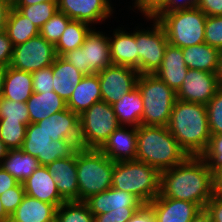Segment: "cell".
Here are the masks:
<instances>
[{
  "mask_svg": "<svg viewBox=\"0 0 222 222\" xmlns=\"http://www.w3.org/2000/svg\"><path fill=\"white\" fill-rule=\"evenodd\" d=\"M159 194L205 208L214 195L213 168L201 156H188L182 163L160 172Z\"/></svg>",
  "mask_w": 222,
  "mask_h": 222,
  "instance_id": "obj_1",
  "label": "cell"
},
{
  "mask_svg": "<svg viewBox=\"0 0 222 222\" xmlns=\"http://www.w3.org/2000/svg\"><path fill=\"white\" fill-rule=\"evenodd\" d=\"M167 128L188 156L207 150L211 133L206 105L176 99Z\"/></svg>",
  "mask_w": 222,
  "mask_h": 222,
  "instance_id": "obj_2",
  "label": "cell"
},
{
  "mask_svg": "<svg viewBox=\"0 0 222 222\" xmlns=\"http://www.w3.org/2000/svg\"><path fill=\"white\" fill-rule=\"evenodd\" d=\"M136 135V160L159 172L173 168L188 157L167 126L140 125L136 128Z\"/></svg>",
  "mask_w": 222,
  "mask_h": 222,
  "instance_id": "obj_3",
  "label": "cell"
},
{
  "mask_svg": "<svg viewBox=\"0 0 222 222\" xmlns=\"http://www.w3.org/2000/svg\"><path fill=\"white\" fill-rule=\"evenodd\" d=\"M79 201H86L112 187L114 162L100 149L79 148L76 152Z\"/></svg>",
  "mask_w": 222,
  "mask_h": 222,
  "instance_id": "obj_4",
  "label": "cell"
},
{
  "mask_svg": "<svg viewBox=\"0 0 222 222\" xmlns=\"http://www.w3.org/2000/svg\"><path fill=\"white\" fill-rule=\"evenodd\" d=\"M112 187L139 198L145 205L160 192V172L137 160L114 162Z\"/></svg>",
  "mask_w": 222,
  "mask_h": 222,
  "instance_id": "obj_5",
  "label": "cell"
},
{
  "mask_svg": "<svg viewBox=\"0 0 222 222\" xmlns=\"http://www.w3.org/2000/svg\"><path fill=\"white\" fill-rule=\"evenodd\" d=\"M136 86L144 103L141 125L167 126L176 93L155 74H139Z\"/></svg>",
  "mask_w": 222,
  "mask_h": 222,
  "instance_id": "obj_6",
  "label": "cell"
},
{
  "mask_svg": "<svg viewBox=\"0 0 222 222\" xmlns=\"http://www.w3.org/2000/svg\"><path fill=\"white\" fill-rule=\"evenodd\" d=\"M206 14L198 7L158 13L156 19L164 28L168 43L182 48L205 43Z\"/></svg>",
  "mask_w": 222,
  "mask_h": 222,
  "instance_id": "obj_7",
  "label": "cell"
},
{
  "mask_svg": "<svg viewBox=\"0 0 222 222\" xmlns=\"http://www.w3.org/2000/svg\"><path fill=\"white\" fill-rule=\"evenodd\" d=\"M119 126L111 104L94 103L79 115L80 148L99 149Z\"/></svg>",
  "mask_w": 222,
  "mask_h": 222,
  "instance_id": "obj_8",
  "label": "cell"
},
{
  "mask_svg": "<svg viewBox=\"0 0 222 222\" xmlns=\"http://www.w3.org/2000/svg\"><path fill=\"white\" fill-rule=\"evenodd\" d=\"M84 75L98 74L112 64L109 36L91 30L83 45L61 56Z\"/></svg>",
  "mask_w": 222,
  "mask_h": 222,
  "instance_id": "obj_9",
  "label": "cell"
},
{
  "mask_svg": "<svg viewBox=\"0 0 222 222\" xmlns=\"http://www.w3.org/2000/svg\"><path fill=\"white\" fill-rule=\"evenodd\" d=\"M80 147L71 140L53 141L37 123H30L21 150L36 157L40 166H47L55 160L73 156Z\"/></svg>",
  "mask_w": 222,
  "mask_h": 222,
  "instance_id": "obj_10",
  "label": "cell"
},
{
  "mask_svg": "<svg viewBox=\"0 0 222 222\" xmlns=\"http://www.w3.org/2000/svg\"><path fill=\"white\" fill-rule=\"evenodd\" d=\"M152 28L135 29L137 45V71L139 74H155L161 67L168 39L162 25L154 18ZM151 29V30H150Z\"/></svg>",
  "mask_w": 222,
  "mask_h": 222,
  "instance_id": "obj_11",
  "label": "cell"
},
{
  "mask_svg": "<svg viewBox=\"0 0 222 222\" xmlns=\"http://www.w3.org/2000/svg\"><path fill=\"white\" fill-rule=\"evenodd\" d=\"M56 57L55 45L46 41L39 34L25 43L14 46L9 66L32 73L51 66Z\"/></svg>",
  "mask_w": 222,
  "mask_h": 222,
  "instance_id": "obj_12",
  "label": "cell"
},
{
  "mask_svg": "<svg viewBox=\"0 0 222 222\" xmlns=\"http://www.w3.org/2000/svg\"><path fill=\"white\" fill-rule=\"evenodd\" d=\"M138 76V71L128 66H107L98 73L102 101L114 104L136 87Z\"/></svg>",
  "mask_w": 222,
  "mask_h": 222,
  "instance_id": "obj_13",
  "label": "cell"
},
{
  "mask_svg": "<svg viewBox=\"0 0 222 222\" xmlns=\"http://www.w3.org/2000/svg\"><path fill=\"white\" fill-rule=\"evenodd\" d=\"M220 87L216 73L188 69L176 97L181 101L206 105Z\"/></svg>",
  "mask_w": 222,
  "mask_h": 222,
  "instance_id": "obj_14",
  "label": "cell"
},
{
  "mask_svg": "<svg viewBox=\"0 0 222 222\" xmlns=\"http://www.w3.org/2000/svg\"><path fill=\"white\" fill-rule=\"evenodd\" d=\"M111 0H58V11L70 19L85 22L91 26L105 21L113 14Z\"/></svg>",
  "mask_w": 222,
  "mask_h": 222,
  "instance_id": "obj_15",
  "label": "cell"
},
{
  "mask_svg": "<svg viewBox=\"0 0 222 222\" xmlns=\"http://www.w3.org/2000/svg\"><path fill=\"white\" fill-rule=\"evenodd\" d=\"M85 202L94 216L111 210L113 212H136L145 205L133 194L113 187L92 195Z\"/></svg>",
  "mask_w": 222,
  "mask_h": 222,
  "instance_id": "obj_16",
  "label": "cell"
},
{
  "mask_svg": "<svg viewBox=\"0 0 222 222\" xmlns=\"http://www.w3.org/2000/svg\"><path fill=\"white\" fill-rule=\"evenodd\" d=\"M148 206L156 222H191L201 207L190 201L162 197L160 194Z\"/></svg>",
  "mask_w": 222,
  "mask_h": 222,
  "instance_id": "obj_17",
  "label": "cell"
},
{
  "mask_svg": "<svg viewBox=\"0 0 222 222\" xmlns=\"http://www.w3.org/2000/svg\"><path fill=\"white\" fill-rule=\"evenodd\" d=\"M56 182L57 190L65 201H79L76 153L46 166Z\"/></svg>",
  "mask_w": 222,
  "mask_h": 222,
  "instance_id": "obj_18",
  "label": "cell"
},
{
  "mask_svg": "<svg viewBox=\"0 0 222 222\" xmlns=\"http://www.w3.org/2000/svg\"><path fill=\"white\" fill-rule=\"evenodd\" d=\"M119 126L99 148L113 162L136 160V127Z\"/></svg>",
  "mask_w": 222,
  "mask_h": 222,
  "instance_id": "obj_19",
  "label": "cell"
},
{
  "mask_svg": "<svg viewBox=\"0 0 222 222\" xmlns=\"http://www.w3.org/2000/svg\"><path fill=\"white\" fill-rule=\"evenodd\" d=\"M53 141L68 139L80 147L79 115L70 109L60 112L37 122Z\"/></svg>",
  "mask_w": 222,
  "mask_h": 222,
  "instance_id": "obj_20",
  "label": "cell"
},
{
  "mask_svg": "<svg viewBox=\"0 0 222 222\" xmlns=\"http://www.w3.org/2000/svg\"><path fill=\"white\" fill-rule=\"evenodd\" d=\"M26 195L42 202L53 204L56 208L65 200L60 196L56 182L46 166H39L30 177L23 182Z\"/></svg>",
  "mask_w": 222,
  "mask_h": 222,
  "instance_id": "obj_21",
  "label": "cell"
},
{
  "mask_svg": "<svg viewBox=\"0 0 222 222\" xmlns=\"http://www.w3.org/2000/svg\"><path fill=\"white\" fill-rule=\"evenodd\" d=\"M187 72L188 67L185 64L182 49L168 43L161 67L155 75L176 93L185 80Z\"/></svg>",
  "mask_w": 222,
  "mask_h": 222,
  "instance_id": "obj_22",
  "label": "cell"
},
{
  "mask_svg": "<svg viewBox=\"0 0 222 222\" xmlns=\"http://www.w3.org/2000/svg\"><path fill=\"white\" fill-rule=\"evenodd\" d=\"M119 28H116L113 31L114 33H112V37H109L112 64L128 66L137 70L135 30L133 33H128L124 30V27Z\"/></svg>",
  "mask_w": 222,
  "mask_h": 222,
  "instance_id": "obj_23",
  "label": "cell"
},
{
  "mask_svg": "<svg viewBox=\"0 0 222 222\" xmlns=\"http://www.w3.org/2000/svg\"><path fill=\"white\" fill-rule=\"evenodd\" d=\"M51 66L54 92L67 103L85 75L61 56H57Z\"/></svg>",
  "mask_w": 222,
  "mask_h": 222,
  "instance_id": "obj_24",
  "label": "cell"
},
{
  "mask_svg": "<svg viewBox=\"0 0 222 222\" xmlns=\"http://www.w3.org/2000/svg\"><path fill=\"white\" fill-rule=\"evenodd\" d=\"M56 207L25 195L9 222H56Z\"/></svg>",
  "mask_w": 222,
  "mask_h": 222,
  "instance_id": "obj_25",
  "label": "cell"
},
{
  "mask_svg": "<svg viewBox=\"0 0 222 222\" xmlns=\"http://www.w3.org/2000/svg\"><path fill=\"white\" fill-rule=\"evenodd\" d=\"M102 101L98 74L85 75L67 102V108L80 115L94 103Z\"/></svg>",
  "mask_w": 222,
  "mask_h": 222,
  "instance_id": "obj_26",
  "label": "cell"
},
{
  "mask_svg": "<svg viewBox=\"0 0 222 222\" xmlns=\"http://www.w3.org/2000/svg\"><path fill=\"white\" fill-rule=\"evenodd\" d=\"M112 106L120 126L137 128L141 125L144 103L137 86L129 93L124 94Z\"/></svg>",
  "mask_w": 222,
  "mask_h": 222,
  "instance_id": "obj_27",
  "label": "cell"
},
{
  "mask_svg": "<svg viewBox=\"0 0 222 222\" xmlns=\"http://www.w3.org/2000/svg\"><path fill=\"white\" fill-rule=\"evenodd\" d=\"M32 73L6 67L3 98L15 102H27L33 94Z\"/></svg>",
  "mask_w": 222,
  "mask_h": 222,
  "instance_id": "obj_28",
  "label": "cell"
},
{
  "mask_svg": "<svg viewBox=\"0 0 222 222\" xmlns=\"http://www.w3.org/2000/svg\"><path fill=\"white\" fill-rule=\"evenodd\" d=\"M30 123H37L54 113L67 109V103L54 91L36 93L26 102Z\"/></svg>",
  "mask_w": 222,
  "mask_h": 222,
  "instance_id": "obj_29",
  "label": "cell"
},
{
  "mask_svg": "<svg viewBox=\"0 0 222 222\" xmlns=\"http://www.w3.org/2000/svg\"><path fill=\"white\" fill-rule=\"evenodd\" d=\"M183 57L188 69L216 73L220 50L207 43L182 48Z\"/></svg>",
  "mask_w": 222,
  "mask_h": 222,
  "instance_id": "obj_30",
  "label": "cell"
},
{
  "mask_svg": "<svg viewBox=\"0 0 222 222\" xmlns=\"http://www.w3.org/2000/svg\"><path fill=\"white\" fill-rule=\"evenodd\" d=\"M0 166L19 183H23L40 166L36 157L21 149H10Z\"/></svg>",
  "mask_w": 222,
  "mask_h": 222,
  "instance_id": "obj_31",
  "label": "cell"
},
{
  "mask_svg": "<svg viewBox=\"0 0 222 222\" xmlns=\"http://www.w3.org/2000/svg\"><path fill=\"white\" fill-rule=\"evenodd\" d=\"M5 31L13 46L39 35V28L14 6L10 10Z\"/></svg>",
  "mask_w": 222,
  "mask_h": 222,
  "instance_id": "obj_32",
  "label": "cell"
},
{
  "mask_svg": "<svg viewBox=\"0 0 222 222\" xmlns=\"http://www.w3.org/2000/svg\"><path fill=\"white\" fill-rule=\"evenodd\" d=\"M92 29V26L85 22L72 20L55 44L57 56H62L64 53L82 46Z\"/></svg>",
  "mask_w": 222,
  "mask_h": 222,
  "instance_id": "obj_33",
  "label": "cell"
},
{
  "mask_svg": "<svg viewBox=\"0 0 222 222\" xmlns=\"http://www.w3.org/2000/svg\"><path fill=\"white\" fill-rule=\"evenodd\" d=\"M56 222H94V215L84 201H65L56 209Z\"/></svg>",
  "mask_w": 222,
  "mask_h": 222,
  "instance_id": "obj_34",
  "label": "cell"
},
{
  "mask_svg": "<svg viewBox=\"0 0 222 222\" xmlns=\"http://www.w3.org/2000/svg\"><path fill=\"white\" fill-rule=\"evenodd\" d=\"M27 125L20 121L0 120V139L10 149H21Z\"/></svg>",
  "mask_w": 222,
  "mask_h": 222,
  "instance_id": "obj_35",
  "label": "cell"
},
{
  "mask_svg": "<svg viewBox=\"0 0 222 222\" xmlns=\"http://www.w3.org/2000/svg\"><path fill=\"white\" fill-rule=\"evenodd\" d=\"M57 2H41L29 6L14 7L40 29L58 10Z\"/></svg>",
  "mask_w": 222,
  "mask_h": 222,
  "instance_id": "obj_36",
  "label": "cell"
},
{
  "mask_svg": "<svg viewBox=\"0 0 222 222\" xmlns=\"http://www.w3.org/2000/svg\"><path fill=\"white\" fill-rule=\"evenodd\" d=\"M72 21L66 14L56 11L54 15L39 29V34L48 42L56 44L67 25Z\"/></svg>",
  "mask_w": 222,
  "mask_h": 222,
  "instance_id": "obj_37",
  "label": "cell"
},
{
  "mask_svg": "<svg viewBox=\"0 0 222 222\" xmlns=\"http://www.w3.org/2000/svg\"><path fill=\"white\" fill-rule=\"evenodd\" d=\"M26 102H15L6 98L0 99V120L20 121L27 126L30 124Z\"/></svg>",
  "mask_w": 222,
  "mask_h": 222,
  "instance_id": "obj_38",
  "label": "cell"
},
{
  "mask_svg": "<svg viewBox=\"0 0 222 222\" xmlns=\"http://www.w3.org/2000/svg\"><path fill=\"white\" fill-rule=\"evenodd\" d=\"M211 135L222 134V86L206 104Z\"/></svg>",
  "mask_w": 222,
  "mask_h": 222,
  "instance_id": "obj_39",
  "label": "cell"
},
{
  "mask_svg": "<svg viewBox=\"0 0 222 222\" xmlns=\"http://www.w3.org/2000/svg\"><path fill=\"white\" fill-rule=\"evenodd\" d=\"M205 43L222 50V16H207L205 23Z\"/></svg>",
  "mask_w": 222,
  "mask_h": 222,
  "instance_id": "obj_40",
  "label": "cell"
},
{
  "mask_svg": "<svg viewBox=\"0 0 222 222\" xmlns=\"http://www.w3.org/2000/svg\"><path fill=\"white\" fill-rule=\"evenodd\" d=\"M26 193L24 190L23 183H18L11 189H8L4 193L0 194L1 203L5 211L11 215L22 202Z\"/></svg>",
  "mask_w": 222,
  "mask_h": 222,
  "instance_id": "obj_41",
  "label": "cell"
},
{
  "mask_svg": "<svg viewBox=\"0 0 222 222\" xmlns=\"http://www.w3.org/2000/svg\"><path fill=\"white\" fill-rule=\"evenodd\" d=\"M33 92L44 93L52 92L53 89V73L52 66L42 68L32 72Z\"/></svg>",
  "mask_w": 222,
  "mask_h": 222,
  "instance_id": "obj_42",
  "label": "cell"
},
{
  "mask_svg": "<svg viewBox=\"0 0 222 222\" xmlns=\"http://www.w3.org/2000/svg\"><path fill=\"white\" fill-rule=\"evenodd\" d=\"M201 157L211 168L222 162V134L211 135L208 148Z\"/></svg>",
  "mask_w": 222,
  "mask_h": 222,
  "instance_id": "obj_43",
  "label": "cell"
},
{
  "mask_svg": "<svg viewBox=\"0 0 222 222\" xmlns=\"http://www.w3.org/2000/svg\"><path fill=\"white\" fill-rule=\"evenodd\" d=\"M134 8L138 9L143 17L154 18L166 5L169 0H134Z\"/></svg>",
  "mask_w": 222,
  "mask_h": 222,
  "instance_id": "obj_44",
  "label": "cell"
},
{
  "mask_svg": "<svg viewBox=\"0 0 222 222\" xmlns=\"http://www.w3.org/2000/svg\"><path fill=\"white\" fill-rule=\"evenodd\" d=\"M14 46L4 30L0 32V66L8 67L11 63Z\"/></svg>",
  "mask_w": 222,
  "mask_h": 222,
  "instance_id": "obj_45",
  "label": "cell"
},
{
  "mask_svg": "<svg viewBox=\"0 0 222 222\" xmlns=\"http://www.w3.org/2000/svg\"><path fill=\"white\" fill-rule=\"evenodd\" d=\"M135 212H113V210L95 215L94 222H128Z\"/></svg>",
  "mask_w": 222,
  "mask_h": 222,
  "instance_id": "obj_46",
  "label": "cell"
},
{
  "mask_svg": "<svg viewBox=\"0 0 222 222\" xmlns=\"http://www.w3.org/2000/svg\"><path fill=\"white\" fill-rule=\"evenodd\" d=\"M199 0H169L159 13H172L175 11L196 8Z\"/></svg>",
  "mask_w": 222,
  "mask_h": 222,
  "instance_id": "obj_47",
  "label": "cell"
},
{
  "mask_svg": "<svg viewBox=\"0 0 222 222\" xmlns=\"http://www.w3.org/2000/svg\"><path fill=\"white\" fill-rule=\"evenodd\" d=\"M207 211L210 213L213 222H222V195L216 194L206 204Z\"/></svg>",
  "mask_w": 222,
  "mask_h": 222,
  "instance_id": "obj_48",
  "label": "cell"
},
{
  "mask_svg": "<svg viewBox=\"0 0 222 222\" xmlns=\"http://www.w3.org/2000/svg\"><path fill=\"white\" fill-rule=\"evenodd\" d=\"M197 7L206 16H222V0H199Z\"/></svg>",
  "mask_w": 222,
  "mask_h": 222,
  "instance_id": "obj_49",
  "label": "cell"
},
{
  "mask_svg": "<svg viewBox=\"0 0 222 222\" xmlns=\"http://www.w3.org/2000/svg\"><path fill=\"white\" fill-rule=\"evenodd\" d=\"M128 222H156L155 215L148 205H144Z\"/></svg>",
  "mask_w": 222,
  "mask_h": 222,
  "instance_id": "obj_50",
  "label": "cell"
},
{
  "mask_svg": "<svg viewBox=\"0 0 222 222\" xmlns=\"http://www.w3.org/2000/svg\"><path fill=\"white\" fill-rule=\"evenodd\" d=\"M18 183L19 182L9 172L0 166V194L13 188Z\"/></svg>",
  "mask_w": 222,
  "mask_h": 222,
  "instance_id": "obj_51",
  "label": "cell"
},
{
  "mask_svg": "<svg viewBox=\"0 0 222 222\" xmlns=\"http://www.w3.org/2000/svg\"><path fill=\"white\" fill-rule=\"evenodd\" d=\"M13 4L7 0H0V32L6 28L8 16Z\"/></svg>",
  "mask_w": 222,
  "mask_h": 222,
  "instance_id": "obj_52",
  "label": "cell"
},
{
  "mask_svg": "<svg viewBox=\"0 0 222 222\" xmlns=\"http://www.w3.org/2000/svg\"><path fill=\"white\" fill-rule=\"evenodd\" d=\"M214 193L222 195V162L213 168Z\"/></svg>",
  "mask_w": 222,
  "mask_h": 222,
  "instance_id": "obj_53",
  "label": "cell"
},
{
  "mask_svg": "<svg viewBox=\"0 0 222 222\" xmlns=\"http://www.w3.org/2000/svg\"><path fill=\"white\" fill-rule=\"evenodd\" d=\"M191 222H213L210 213L206 208H201L198 213L192 218Z\"/></svg>",
  "mask_w": 222,
  "mask_h": 222,
  "instance_id": "obj_54",
  "label": "cell"
},
{
  "mask_svg": "<svg viewBox=\"0 0 222 222\" xmlns=\"http://www.w3.org/2000/svg\"><path fill=\"white\" fill-rule=\"evenodd\" d=\"M51 1H58V0H17L13 6H29L41 2H51Z\"/></svg>",
  "mask_w": 222,
  "mask_h": 222,
  "instance_id": "obj_55",
  "label": "cell"
},
{
  "mask_svg": "<svg viewBox=\"0 0 222 222\" xmlns=\"http://www.w3.org/2000/svg\"><path fill=\"white\" fill-rule=\"evenodd\" d=\"M216 76L218 78L219 85L222 86V50H220L218 68L216 72Z\"/></svg>",
  "mask_w": 222,
  "mask_h": 222,
  "instance_id": "obj_56",
  "label": "cell"
},
{
  "mask_svg": "<svg viewBox=\"0 0 222 222\" xmlns=\"http://www.w3.org/2000/svg\"><path fill=\"white\" fill-rule=\"evenodd\" d=\"M6 74V67L0 66V99L3 98L4 78Z\"/></svg>",
  "mask_w": 222,
  "mask_h": 222,
  "instance_id": "obj_57",
  "label": "cell"
},
{
  "mask_svg": "<svg viewBox=\"0 0 222 222\" xmlns=\"http://www.w3.org/2000/svg\"><path fill=\"white\" fill-rule=\"evenodd\" d=\"M10 220V215L5 211L1 200H0V221L1 222H9Z\"/></svg>",
  "mask_w": 222,
  "mask_h": 222,
  "instance_id": "obj_58",
  "label": "cell"
},
{
  "mask_svg": "<svg viewBox=\"0 0 222 222\" xmlns=\"http://www.w3.org/2000/svg\"><path fill=\"white\" fill-rule=\"evenodd\" d=\"M8 150L9 149L5 146L3 141L0 139V163L6 157Z\"/></svg>",
  "mask_w": 222,
  "mask_h": 222,
  "instance_id": "obj_59",
  "label": "cell"
},
{
  "mask_svg": "<svg viewBox=\"0 0 222 222\" xmlns=\"http://www.w3.org/2000/svg\"><path fill=\"white\" fill-rule=\"evenodd\" d=\"M9 1L11 4H14L17 0H7Z\"/></svg>",
  "mask_w": 222,
  "mask_h": 222,
  "instance_id": "obj_60",
  "label": "cell"
}]
</instances>
